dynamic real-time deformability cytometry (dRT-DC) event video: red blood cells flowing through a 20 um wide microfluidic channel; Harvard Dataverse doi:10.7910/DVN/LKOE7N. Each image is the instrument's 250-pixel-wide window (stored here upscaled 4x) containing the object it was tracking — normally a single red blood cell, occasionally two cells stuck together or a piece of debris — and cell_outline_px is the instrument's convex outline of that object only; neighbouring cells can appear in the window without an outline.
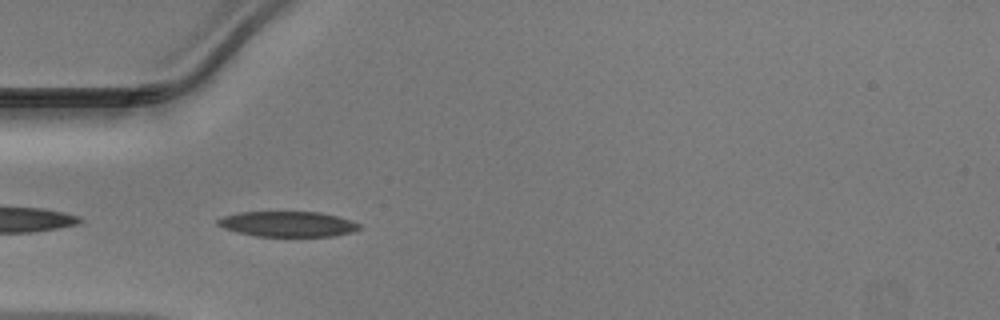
{"species": "Egyptian fruit bat (a non-hibernating species)", "species_latin": "Rousettus aegyptiacus", "temperature_condition": "warm", "stored_images_in_passage": 20, "camera_frame_rate_fps": 3000, "um_per_image_px": 0.085, "animal": {"sex": "male"}, "frame": {"image": 1, "passage_image": 1, "time_ms": 0.0, "image_size_px": [1000, 320], "cell_outline_px": [[360, 228], [352, 232], [336, 236], [256, 236], [224, 228], [216, 224], [216, 220], [224, 216], [240, 212], [320, 212], [352, 220], [360, 224]], "centroid_in_image_um": [24.48, 19.04], "position_along_channel_um": 60.5, "area_um2": 20.81}}
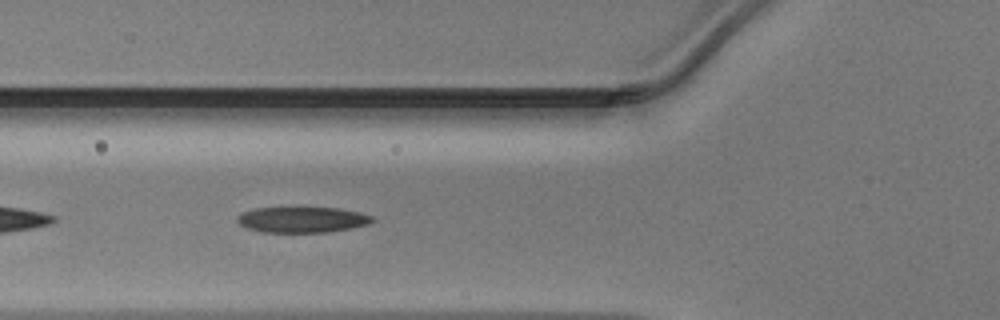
{"frame": {"image": 2, "passage_image": 4, "time_ms": 1.0, "image_size_px": [1000, 320], "cell_outline_px": [[372, 220], [368, 224], [328, 232], [264, 232], [248, 228], [240, 224], [236, 220], [236, 216], [240, 212], [256, 208], [336, 208], [356, 212], [372, 216]], "centroid_in_image_um": [25.6, 18.67], "position_along_channel_um": 100.2, "area_um2": 19.88}}